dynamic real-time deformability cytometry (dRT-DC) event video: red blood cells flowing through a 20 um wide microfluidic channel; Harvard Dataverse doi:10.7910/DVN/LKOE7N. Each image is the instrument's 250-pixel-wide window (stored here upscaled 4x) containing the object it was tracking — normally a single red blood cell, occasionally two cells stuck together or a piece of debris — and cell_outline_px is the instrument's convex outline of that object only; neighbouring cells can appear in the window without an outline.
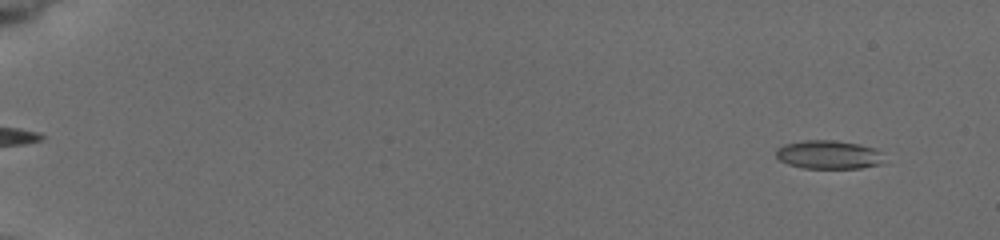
{"species": "common noctule bat (a hibernating species)", "species_latin": "Nyctalus noctula", "temperature_condition": "cold", "stored_images_in_passage": 25, "camera_frame_rate_fps": 3000, "um_per_image_px": 0.085, "animal": {"sex": "female", "body_mass_g": 19.5, "forearm_length_mm": 54.1}, "frame": {"image": 1, "passage_image": 6, "time_ms": 1.333, "image_size_px": [1000, 240], "cell_outline_px": [[884, 164], [860, 168], [804, 168], [788, 164], [780, 160], [776, 156], [776, 148], [784, 144], [804, 140], [836, 140], [860, 144], [876, 148]], "centroid_in_image_um": [70.41, 13.14], "position_along_channel_um": 14.6, "area_um2": 18.03}}
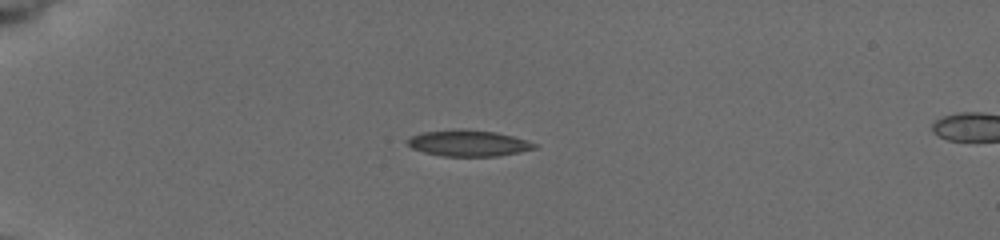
{"frame": {"image": 2, "passage_image": 24, "time_ms": 5.333, "image_size_px": [1000, 240], "cell_outline_px": [[536, 148], [520, 152], [496, 156], [444, 156], [424, 152], [412, 148], [408, 144], [408, 140], [412, 136], [420, 132], [456, 128], [460, 128], [496, 132], [512, 136], [536, 144]], "centroid_in_image_um": [39.78, 12.16], "position_along_channel_um": 45.2, "area_um2": 19.31}}